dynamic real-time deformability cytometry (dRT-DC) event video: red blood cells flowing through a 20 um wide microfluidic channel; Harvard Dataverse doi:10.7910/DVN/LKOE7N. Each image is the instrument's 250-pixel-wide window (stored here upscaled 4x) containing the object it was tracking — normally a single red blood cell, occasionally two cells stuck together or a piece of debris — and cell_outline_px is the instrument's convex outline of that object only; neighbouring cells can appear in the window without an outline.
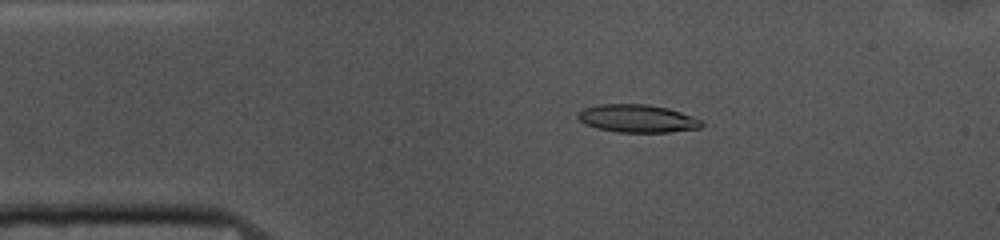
{"species": "common noctule bat (a hibernating species)", "species_latin": "Nyctalus noctula", "temperature_condition": "cold", "stored_images_in_passage": 52, "camera_frame_rate_fps": 3000, "um_per_image_px": 0.085, "animal": {"sex": "female", "body_mass_g": 10.0, "forearm_length_mm": 53.1}, "frame": {"image": 1, "passage_image": 9, "time_ms": 2.667, "image_size_px": [1000, 240], "cell_outline_px": [[704, 124], [700, 128], [668, 132], [616, 132], [596, 128], [584, 124], [576, 116], [576, 112], [584, 108], [600, 104], [648, 104], [668, 108], [692, 116], [700, 120]], "centroid_in_image_um": [54.13, 10.07], "position_along_channel_um": 30.9, "area_um2": 20.17}}
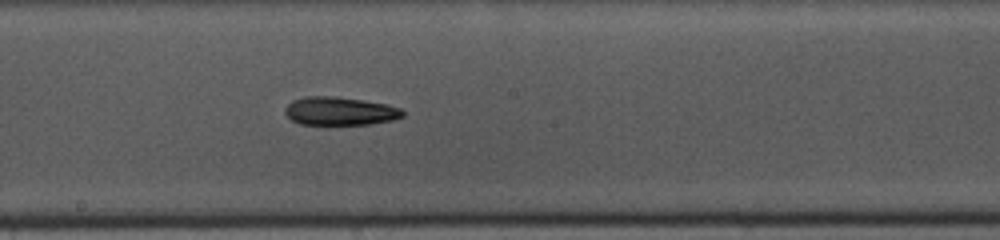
{"frame": {"image": 2, "passage_image": 27, "time_ms": 8.667, "image_size_px": [1000, 240], "cell_outline_px": [[404, 116], [392, 120], [368, 124], [300, 124], [292, 120], [284, 112], [284, 108], [292, 100], [304, 96], [332, 96], [364, 100], [388, 104], [400, 108], [404, 112]], "centroid_in_image_um": [28.88, 9.43], "position_along_channel_um": 219.3, "area_um2": 19.42}}
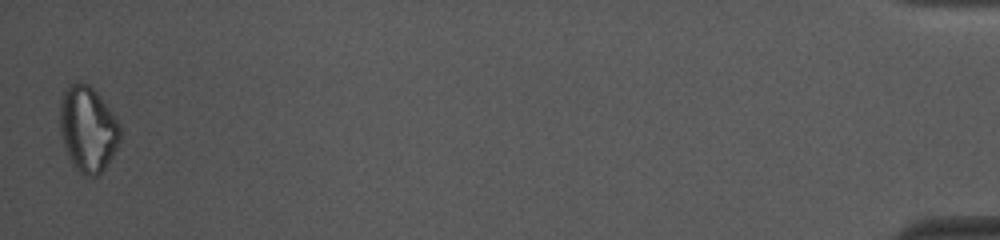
{"frame": {"image": 3, "passage_image": 52, "time_ms": 17.0, "image_size_px": [1000, 240], "cell_outline_px": [[120, 140], [112, 156], [104, 168], [96, 176], [84, 176], [68, 160], [60, 136], [60, 100], [68, 84], [76, 80], [88, 84], [96, 92], [112, 112], [120, 124]], "centroid_in_image_um": [7.43, 10.96], "position_along_channel_um": 427.8, "area_um2": 30.23}, "authors_computed_cell_mechanics": {"area_um2": 20.0277, "velocity_mm_per_s": 3.701, "shape_relaxation_time_tau1_ms": 5.5226, "shape_relaxation_time_tau2_ms": null, "deformation_change_tau1": 0.1398, "deformation_change_tau2": null}}